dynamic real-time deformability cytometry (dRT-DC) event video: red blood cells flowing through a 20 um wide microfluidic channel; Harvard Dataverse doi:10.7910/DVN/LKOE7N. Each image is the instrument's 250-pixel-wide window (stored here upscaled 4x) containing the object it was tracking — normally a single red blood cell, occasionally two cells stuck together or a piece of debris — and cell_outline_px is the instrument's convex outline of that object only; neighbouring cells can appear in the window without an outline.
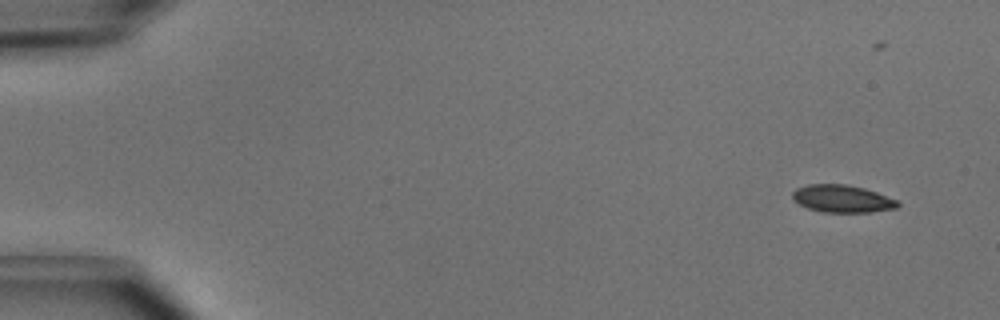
{"species": "common noctule bat (a hibernating species)", "species_latin": "Nyctalus noctula", "temperature_condition": "cold", "stored_images_in_passage": 2, "camera_frame_rate_fps": 3000, "um_per_image_px": 0.085, "animal": {"sex": "male", "body_mass_g": 15.6}, "frame": {"image": 1, "passage_image": 1, "time_ms": 0.0, "image_size_px": [1000, 320], "cell_outline_px": [[900, 204], [896, 208], [872, 212], [820, 212], [808, 208], [792, 200], [792, 192], [796, 188], [808, 184], [848, 184], [864, 188], [900, 200]], "centroid_in_image_um": [71.6, 16.89], "position_along_channel_um": 13.4, "area_um2": 17.05}}